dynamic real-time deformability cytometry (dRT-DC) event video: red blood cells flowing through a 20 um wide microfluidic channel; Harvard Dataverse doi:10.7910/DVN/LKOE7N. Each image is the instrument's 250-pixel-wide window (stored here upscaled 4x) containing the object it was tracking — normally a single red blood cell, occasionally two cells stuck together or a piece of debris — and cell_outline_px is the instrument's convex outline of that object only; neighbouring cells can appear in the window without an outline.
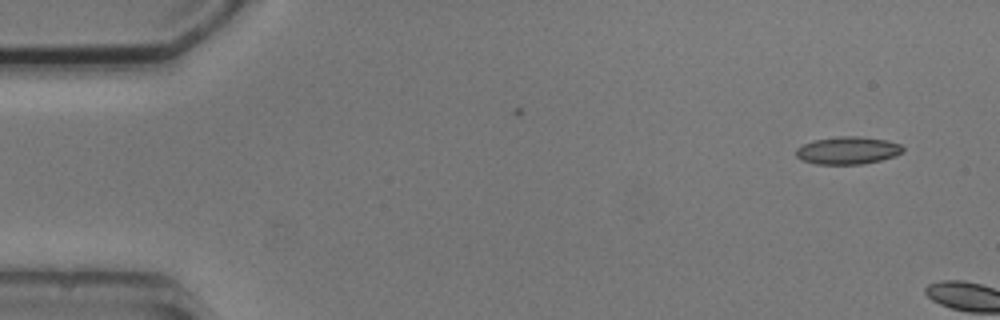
{"species": "common noctule bat (a hibernating species)", "species_latin": "Nyctalus noctula", "temperature_condition": "cold", "stored_images_in_passage": 3, "camera_frame_rate_fps": 3000, "um_per_image_px": 0.085, "animal": {"sex": "male", "body_mass_g": 20.5, "forearm_length_mm": 52.5}, "frame": {"image": 1, "passage_image": 3, "time_ms": 2.333, "image_size_px": [1000, 320], "cell_outline_px": [[904, 152], [896, 156], [864, 164], [816, 164], [800, 160], [796, 156], [796, 148], [812, 140], [836, 136], [860, 136], [888, 140], [900, 144], [904, 148]], "centroid_in_image_um": [72.06, 12.78], "position_along_channel_um": 12.9, "area_um2": 17.46}}